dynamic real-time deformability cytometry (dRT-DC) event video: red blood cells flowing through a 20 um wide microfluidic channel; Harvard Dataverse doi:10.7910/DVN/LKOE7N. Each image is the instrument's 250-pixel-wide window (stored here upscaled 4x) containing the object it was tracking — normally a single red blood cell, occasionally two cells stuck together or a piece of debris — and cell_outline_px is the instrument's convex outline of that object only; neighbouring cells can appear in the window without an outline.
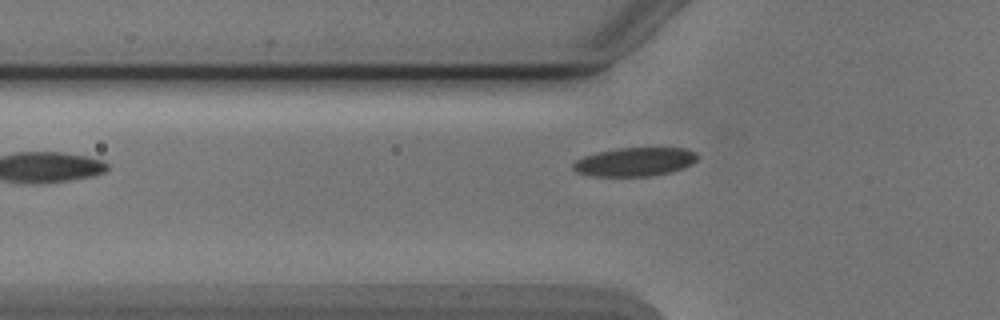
{"species": "Egyptian fruit bat (a non-hibernating species)", "species_latin": "Rousettus aegyptiacus", "temperature_condition": "cold", "stored_images_in_passage": 32, "camera_frame_rate_fps": 3000, "um_per_image_px": 0.085, "animal": {"sex": "male"}, "frame": {"image": 1, "passage_image": 3, "time_ms": 0.667, "image_size_px": [1000, 320], "cell_outline_px": [[696, 160], [692, 164], [684, 168], [672, 172], [652, 176], [592, 176], [576, 172], [572, 168], [572, 164], [576, 160], [584, 156], [596, 152], [620, 148], [688, 148], [696, 152]], "centroid_in_image_um": [53.96, 13.76], "position_along_channel_um": 71.8, "area_um2": 20.92}}
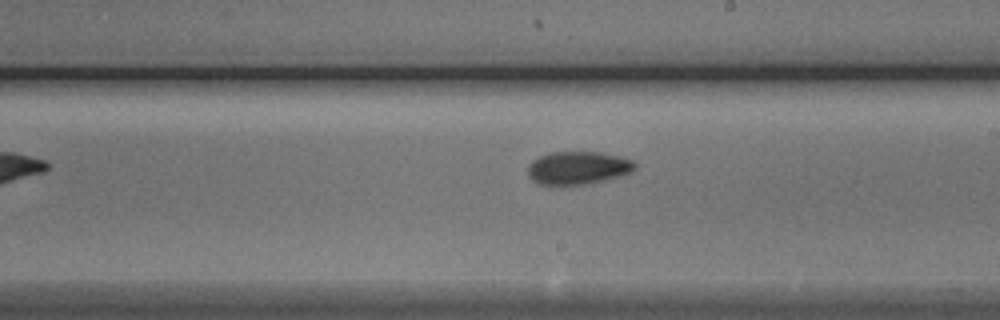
{"frame": {"image": 2, "passage_image": 16, "time_ms": 5.0, "image_size_px": [1000, 320], "cell_outline_px": [[636, 168], [632, 172], [620, 176], [604, 180], [584, 184], [540, 184], [532, 180], [528, 176], [528, 164], [532, 160], [548, 152], [600, 152], [624, 156], [632, 160], [636, 164]], "centroid_in_image_um": [49.15, 14.25], "position_along_channel_um": 239.9, "area_um2": 20.69}}
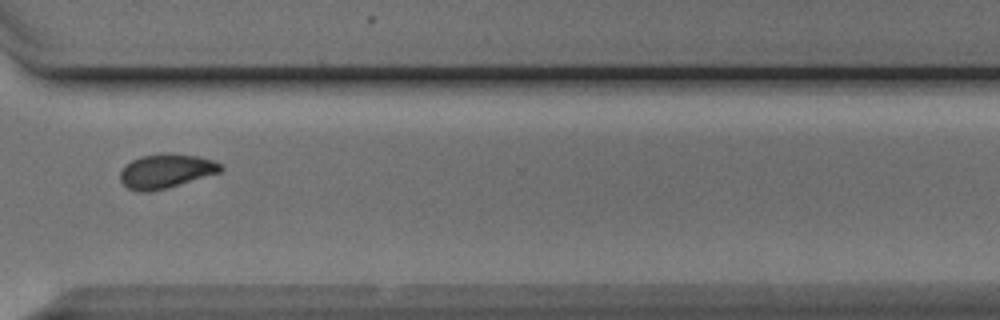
{"frame": {"image": 3, "passage_image": 25, "time_ms": 8.0, "image_size_px": [1000, 320], "cell_outline_px": [[224, 168], [220, 172], [168, 188], [148, 192], [140, 192], [128, 188], [120, 180], [120, 172], [132, 160], [140, 156], [200, 156], [224, 164]], "centroid_in_image_um": [14.14, 14.59], "position_along_channel_um": 356.5, "area_um2": 19.31}}